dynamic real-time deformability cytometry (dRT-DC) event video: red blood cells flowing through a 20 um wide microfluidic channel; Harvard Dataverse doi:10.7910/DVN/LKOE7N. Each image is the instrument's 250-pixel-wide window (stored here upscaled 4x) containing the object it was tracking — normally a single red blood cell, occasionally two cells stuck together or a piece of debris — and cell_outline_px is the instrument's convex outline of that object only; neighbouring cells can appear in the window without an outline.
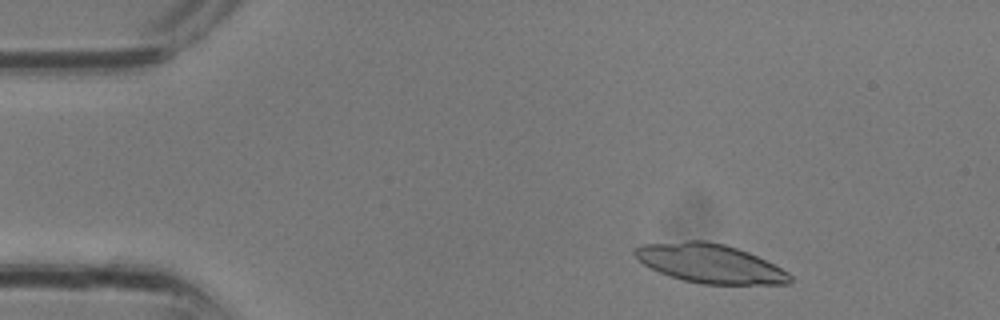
{"species": "common noctule bat (a hibernating species)", "species_latin": "Nyctalus noctula", "temperature_condition": "room temperature", "stored_images_in_passage": 19, "camera_frame_rate_fps": 3000, "um_per_image_px": 0.085, "animal": {"sex": "male", "body_mass_g": 13.3}, "frame": {"image": 1, "passage_image": 3, "time_ms": 0.667, "image_size_px": [1000, 320], "cell_outline_px": [[792, 284], [700, 284], [684, 280], [660, 272], [644, 264], [632, 252], [636, 248], [644, 244], [684, 240], [704, 240], [724, 244], [748, 252], [788, 272], [792, 276]], "centroid_in_image_um": [60.36, 22.39], "position_along_channel_um": 24.6, "area_um2": 34.91}}